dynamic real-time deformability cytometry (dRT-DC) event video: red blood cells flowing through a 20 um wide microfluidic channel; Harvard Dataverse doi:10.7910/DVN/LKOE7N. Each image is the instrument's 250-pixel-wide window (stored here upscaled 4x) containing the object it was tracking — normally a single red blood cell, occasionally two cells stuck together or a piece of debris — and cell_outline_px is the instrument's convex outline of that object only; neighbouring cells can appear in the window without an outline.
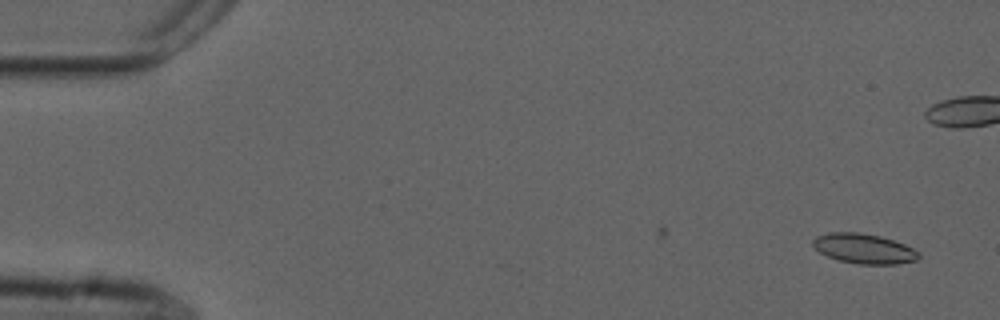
{"species": "common noctule bat (a hibernating species)", "species_latin": "Nyctalus noctula", "temperature_condition": "cold", "stored_images_in_passage": 6, "camera_frame_rate_fps": 3000, "um_per_image_px": 0.085, "animal": {"sex": "male", "forearm_length_mm": 52.5}, "frame": {"image": 1, "passage_image": 2, "time_ms": 0.333, "image_size_px": [1000, 320], "cell_outline_px": [[920, 256], [916, 260], [896, 264], [860, 264], [840, 260], [828, 256], [820, 252], [812, 244], [812, 240], [816, 236], [828, 232], [860, 232], [880, 236], [904, 244], [920, 252]], "centroid_in_image_um": [73.43, 21.12], "position_along_channel_um": 11.6, "area_um2": 18.32}}